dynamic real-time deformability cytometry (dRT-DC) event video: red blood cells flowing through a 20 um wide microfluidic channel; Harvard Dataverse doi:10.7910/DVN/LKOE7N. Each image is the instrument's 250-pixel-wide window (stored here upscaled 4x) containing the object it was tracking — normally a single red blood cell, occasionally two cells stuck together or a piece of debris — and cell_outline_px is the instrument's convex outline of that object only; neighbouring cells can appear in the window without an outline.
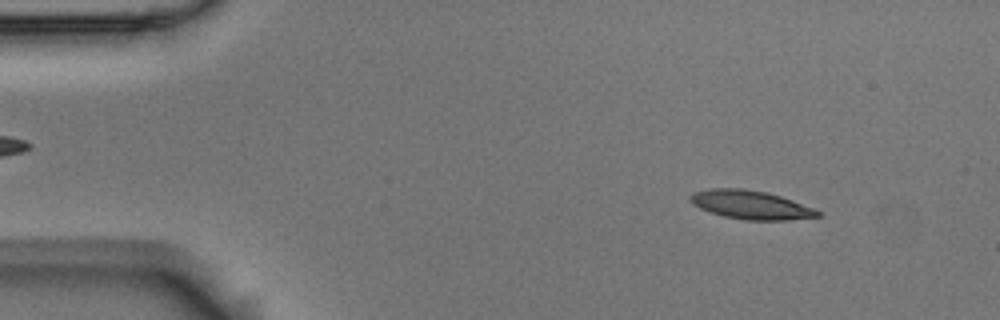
{"species": "Egyptian fruit bat (a non-hibernating species)", "species_latin": "Rousettus aegyptiacus", "temperature_condition": "room temperature", "stored_images_in_passage": 54, "camera_frame_rate_fps": 3000, "um_per_image_px": 0.085, "animal": {"sex": "male"}, "frame": {"image": 1, "passage_image": 4, "time_ms": 1.0, "image_size_px": [1000, 320], "cell_outline_px": [[820, 216], [784, 220], [744, 220], [724, 216], [700, 208], [692, 204], [688, 200], [688, 196], [692, 192], [712, 188], [744, 188], [768, 192], [792, 200], [812, 208], [820, 212]], "centroid_in_image_um": [63.75, 17.39], "position_along_channel_um": 21.3, "area_um2": 21.21}}
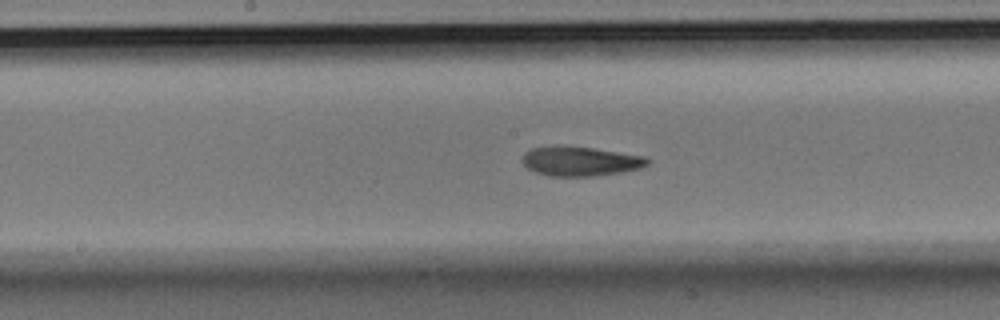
{"frame": {"image": 2, "passage_image": 26, "time_ms": 8.333, "image_size_px": [1000, 320], "cell_outline_px": [[652, 160], [648, 164], [640, 168], [620, 172], [596, 176], [548, 176], [536, 172], [528, 168], [520, 160], [524, 152], [532, 148], [596, 148], [644, 156]], "centroid_in_image_um": [49.36, 13.74], "position_along_channel_um": 198.8, "area_um2": 20.98}}
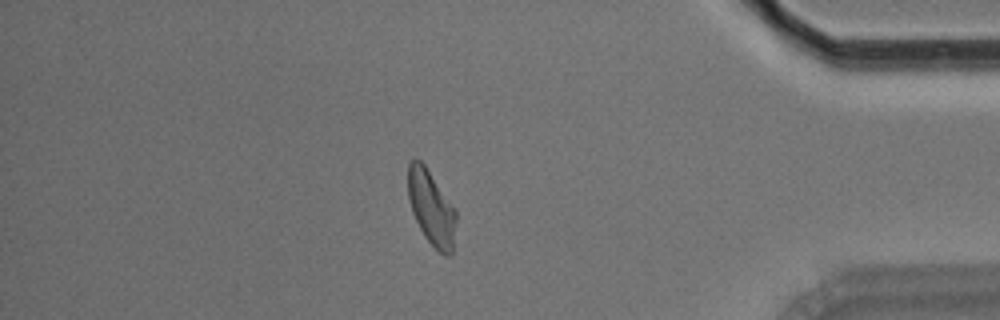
{"frame": {"image": 3, "passage_image": 46, "time_ms": 15.0, "image_size_px": [1000, 320], "cell_outline_px": [[456, 220], [452, 252], [448, 256], [444, 256], [424, 236], [412, 212], [408, 196], [408, 164], [412, 160], [420, 160], [424, 164], [456, 208]], "centroid_in_image_um": [36.67, 17.66], "position_along_channel_um": 398.5, "area_um2": 20.81}, "authors_computed_cell_mechanics": {"area_um2": 21.1259, "velocity_mm_per_s": 3.5196, "shape_relaxation_time_tau1_ms": 7.7493, "shape_relaxation_time_tau2_ms": 2.7454, "deformation_change_tau1": 0.2069, "deformation_change_tau2": 0.0936}}